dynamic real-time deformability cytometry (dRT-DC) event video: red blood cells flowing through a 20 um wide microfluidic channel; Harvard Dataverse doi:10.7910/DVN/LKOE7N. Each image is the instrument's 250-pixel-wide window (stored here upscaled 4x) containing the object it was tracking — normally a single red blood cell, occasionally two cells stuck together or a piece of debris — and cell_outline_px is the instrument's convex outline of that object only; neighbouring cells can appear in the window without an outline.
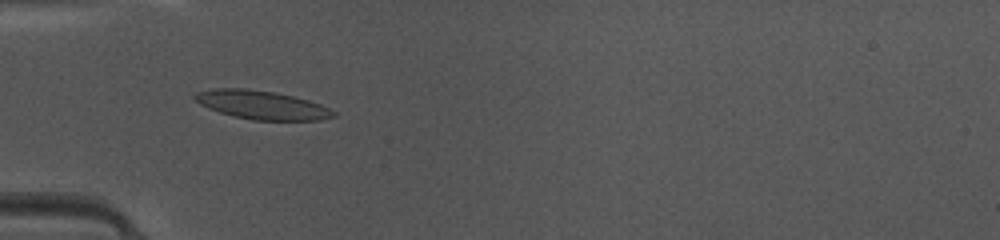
{"species": "common noctule bat (a hibernating species)", "species_latin": "Nyctalus noctula", "temperature_condition": "warm", "stored_images_in_passage": 32, "camera_frame_rate_fps": 3000, "um_per_image_px": 0.085, "animal": {"sex": "female", "body_mass_g": 10.0, "forearm_length_mm": 53.1}, "frame": {"image": 1, "passage_image": 5, "time_ms": 1.333, "image_size_px": [1000, 240], "cell_outline_px": [[336, 116], [320, 120], [252, 120], [232, 116], [208, 108], [200, 104], [192, 96], [196, 92], [216, 88], [244, 88], [276, 92], [308, 100], [320, 104], [336, 112]], "centroid_in_image_um": [22.24, 8.92], "position_along_channel_um": 62.8, "area_um2": 23.12}}
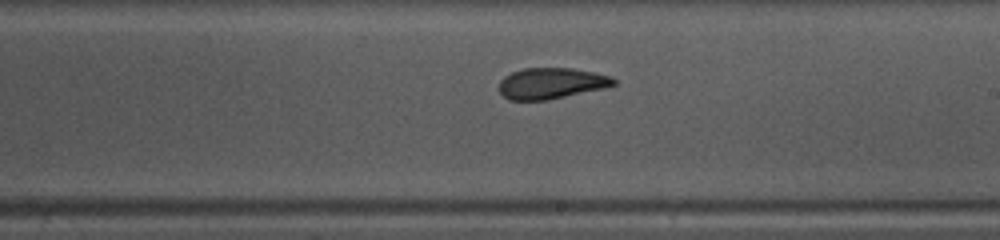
{"frame": {"image": 2, "passage_image": 18, "time_ms": 5.667, "image_size_px": [1000, 240], "cell_outline_px": [[616, 84], [604, 88], [548, 100], [508, 100], [500, 92], [500, 80], [504, 76], [512, 72], [524, 68], [572, 68], [596, 72], [612, 76], [616, 80]], "centroid_in_image_um": [46.88, 7.08], "position_along_channel_um": 242.1, "area_um2": 20.81}}
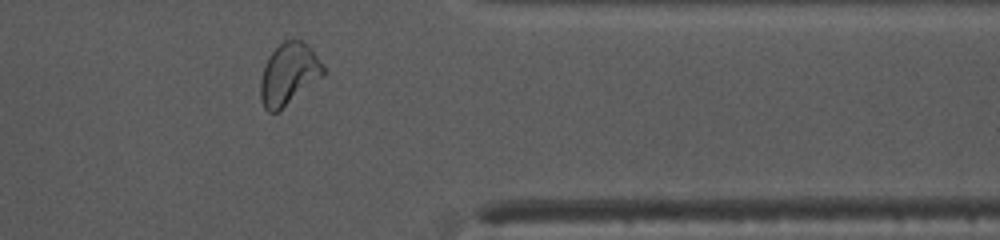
{"frame": {"image": 3, "passage_image": 29, "time_ms": 9.333, "image_size_px": [1000, 240], "cell_outline_px": [[324, 76], [276, 112], [268, 112], [264, 108], [260, 96], [260, 80], [268, 56], [284, 40], [304, 40], [312, 48], [324, 68]], "centroid_in_image_um": [24.55, 6.27], "position_along_channel_um": 386.9, "area_um2": 22.37}, "authors_computed_cell_mechanics": {"area_um2": 21.3571, "velocity_mm_per_s": 4.179, "shape_relaxation_time_tau1_ms": null, "shape_relaxation_time_tau2_ms": 1.5981, "deformation_change_tau1": null, "deformation_change_tau2": 0.0688}}